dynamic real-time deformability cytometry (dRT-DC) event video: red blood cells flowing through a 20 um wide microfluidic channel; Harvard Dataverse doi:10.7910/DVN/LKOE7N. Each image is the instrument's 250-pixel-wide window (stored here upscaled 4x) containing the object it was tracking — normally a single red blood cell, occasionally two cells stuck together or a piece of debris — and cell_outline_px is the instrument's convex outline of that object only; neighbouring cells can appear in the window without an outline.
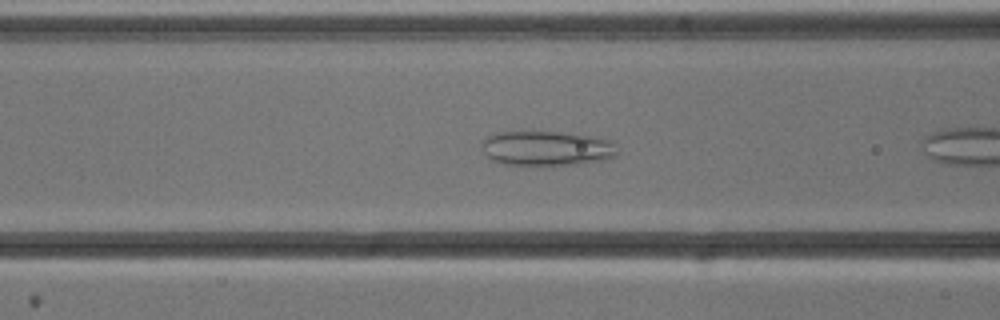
{"species": "common noctule bat (a hibernating species)", "species_latin": "Nyctalus noctula", "temperature_condition": "cold", "stored_images_in_passage": 8, "camera_frame_rate_fps": 3000, "um_per_image_px": 0.085, "animal": {"sex": "male", "body_mass_g": 13.3}, "frame": {"image": 1, "passage_image": 6, "time_ms": 1.667, "image_size_px": [1000, 320], "cell_outline_px": [[616, 156], [600, 160], [580, 164], [504, 164], [492, 160], [484, 152], [480, 140], [496, 132], [556, 132], [588, 136], [612, 140], [616, 152]], "centroid_in_image_um": [46.42, 12.6], "position_along_channel_um": 120.2, "area_um2": 26.93}}